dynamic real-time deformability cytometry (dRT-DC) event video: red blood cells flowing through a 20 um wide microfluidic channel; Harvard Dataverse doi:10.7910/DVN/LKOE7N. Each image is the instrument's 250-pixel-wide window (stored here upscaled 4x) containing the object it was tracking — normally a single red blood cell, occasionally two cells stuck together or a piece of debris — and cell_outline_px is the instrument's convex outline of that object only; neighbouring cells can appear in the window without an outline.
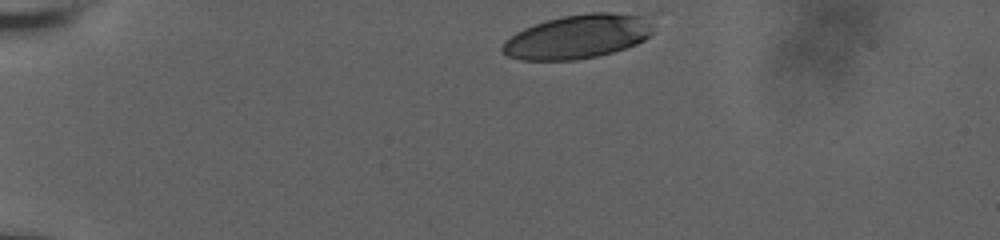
{"species": "human", "species_latin": "Homo sapiens", "temperature_condition": "room temperature", "stored_images_in_passage": 9, "camera_frame_rate_fps": 3000, "um_per_image_px": 0.085, "donor": {"sex": "male"}, "frame": {"image": 1, "passage_image": 1, "time_ms": 0.0, "image_size_px": [1000, 240], "cell_outline_px": [[652, 32], [644, 40], [636, 44], [612, 52], [596, 56], [576, 60], [520, 60], [508, 56], [500, 52], [500, 48], [504, 40], [516, 32], [524, 28], [548, 20], [564, 16], [588, 12], [612, 12], [644, 16], [652, 24]], "centroid_in_image_um": [49.07, 3.12], "position_along_channel_um": 35.9, "area_um2": 38.61}}
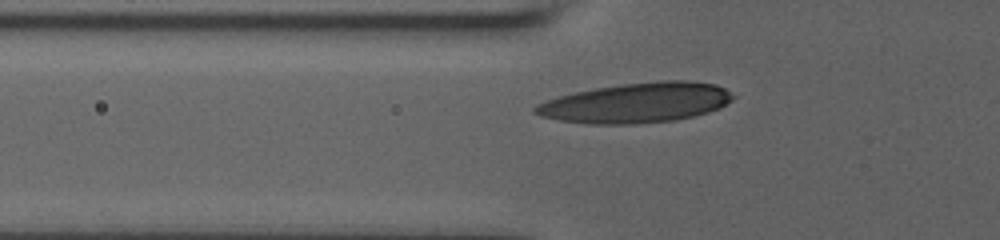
{"frame": {"image": 2, "passage_image": 8, "time_ms": 3.0, "image_size_px": [1000, 240], "cell_outline_px": [[736, 96], [732, 100], [720, 108], [708, 112], [676, 120], [636, 124], [588, 124], [560, 120], [540, 116], [532, 112], [532, 108], [536, 104], [560, 96], [576, 92], [596, 88], [620, 84], [660, 80], [688, 80], [716, 84], [724, 88]], "centroid_in_image_um": [54.11, 8.73], "position_along_channel_um": 71.7, "area_um2": 46.18}}